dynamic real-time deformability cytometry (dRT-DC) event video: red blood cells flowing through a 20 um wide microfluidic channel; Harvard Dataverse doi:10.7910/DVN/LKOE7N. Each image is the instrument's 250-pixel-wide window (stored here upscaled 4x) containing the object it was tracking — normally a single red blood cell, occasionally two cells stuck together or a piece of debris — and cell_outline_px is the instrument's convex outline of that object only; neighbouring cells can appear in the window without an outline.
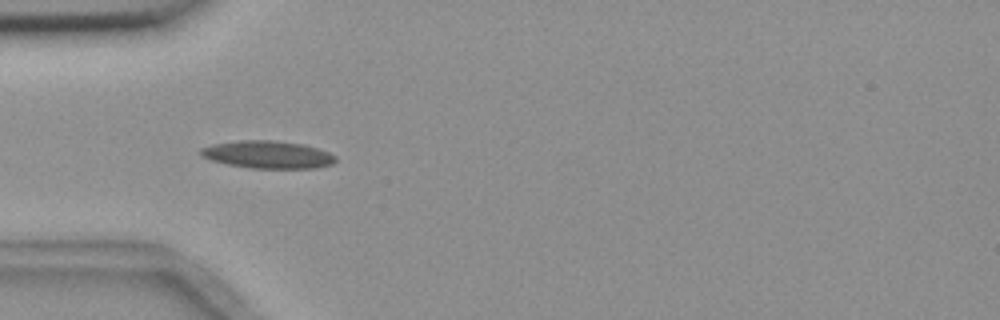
{"species": "common noctule bat (a hibernating species)", "species_latin": "Nyctalus noctula", "temperature_condition": "room temperature", "stored_images_in_passage": 7, "camera_frame_rate_fps": 3000, "um_per_image_px": 0.085, "animal": {"sex": "female", "body_mass_g": 18.4}, "frame": {"image": 1, "passage_image": 5, "time_ms": 4.667, "image_size_px": [1000, 320], "cell_outline_px": [[336, 160], [332, 164], [316, 168], [248, 168], [208, 160], [200, 156], [200, 148], [216, 144], [240, 140], [272, 140], [304, 144], [328, 152], [336, 156]], "centroid_in_image_um": [22.74, 13.14], "position_along_channel_um": 62.3, "area_um2": 21.68}}
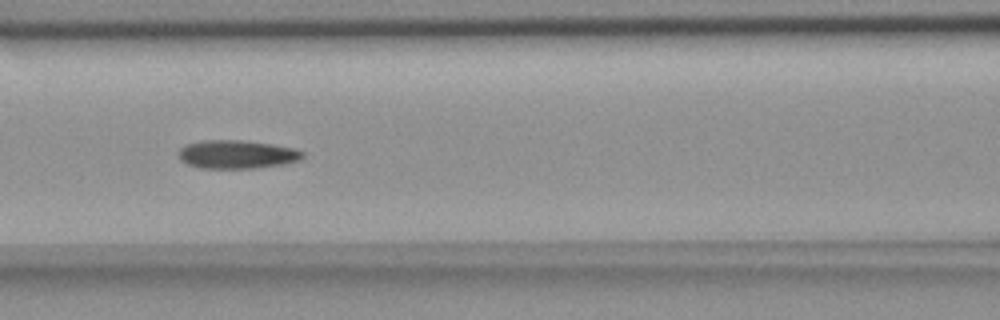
{"frame": {"image": 2, "passage_image": 7, "time_ms": 7.0, "image_size_px": [1000, 320], "cell_outline_px": [[304, 156], [300, 160], [284, 164], [256, 168], [200, 168], [188, 164], [180, 160], [180, 148], [188, 144], [208, 140], [240, 140], [272, 144], [296, 148], [304, 152]], "centroid_in_image_um": [20.19, 13.13], "position_along_channel_um": 146.4, "area_um2": 20.46}}